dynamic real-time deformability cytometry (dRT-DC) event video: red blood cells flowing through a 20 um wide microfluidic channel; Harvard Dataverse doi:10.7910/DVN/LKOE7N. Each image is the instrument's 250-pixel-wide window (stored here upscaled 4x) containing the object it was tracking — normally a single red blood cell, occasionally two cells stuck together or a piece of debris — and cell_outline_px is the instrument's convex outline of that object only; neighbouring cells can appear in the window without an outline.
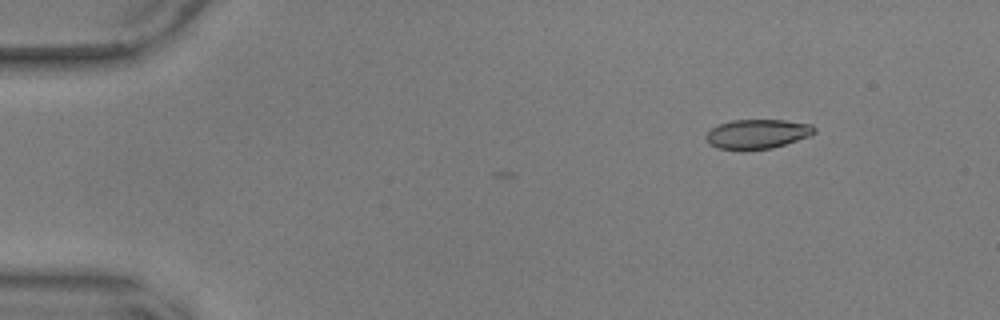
{"species": "common noctule bat (a hibernating species)", "species_latin": "Nyctalus noctula", "temperature_condition": "warm", "stored_images_in_passage": 5, "camera_frame_rate_fps": 3000, "um_per_image_px": 0.085, "animal": {"sex": "male", "body_mass_g": 17.9, "forearm_length_mm": 54.2}, "frame": {"image": 1, "passage_image": 1, "time_ms": 0.0, "image_size_px": [1000, 320], "cell_outline_px": [[816, 132], [808, 136], [772, 148], [744, 152], [716, 148], [708, 144], [704, 140], [704, 136], [712, 128], [720, 124], [732, 120], [784, 120], [812, 124], [816, 128]], "centroid_in_image_um": [64.31, 11.42], "position_along_channel_um": 20.7, "area_um2": 19.02}}